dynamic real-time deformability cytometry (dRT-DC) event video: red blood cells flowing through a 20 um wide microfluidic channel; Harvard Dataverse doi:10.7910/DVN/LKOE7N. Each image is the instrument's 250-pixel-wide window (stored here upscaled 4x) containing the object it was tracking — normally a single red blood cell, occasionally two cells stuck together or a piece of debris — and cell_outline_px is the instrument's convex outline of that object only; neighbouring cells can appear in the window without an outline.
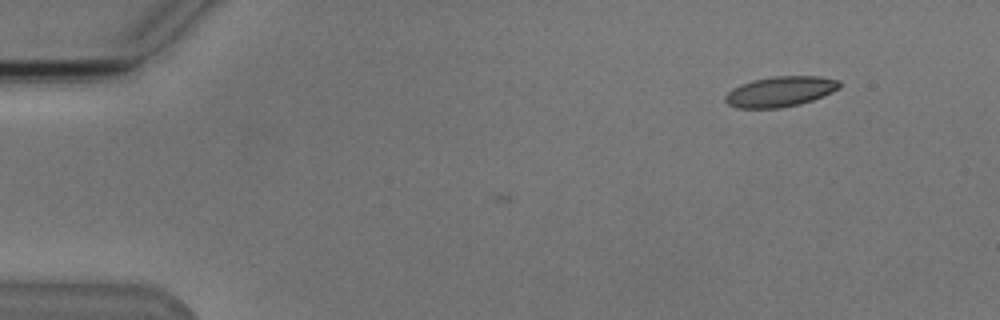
{"species": "Egyptian fruit bat (a non-hibernating species)", "species_latin": "Rousettus aegyptiacus", "temperature_condition": "cold", "stored_images_in_passage": 44, "camera_frame_rate_fps": 3000, "um_per_image_px": 0.085, "animal": {"sex": "male"}, "frame": {"image": 1, "passage_image": 1, "time_ms": 0.0, "image_size_px": [1000, 320], "cell_outline_px": [[840, 88], [832, 92], [812, 100], [780, 108], [736, 108], [728, 104], [724, 100], [724, 96], [732, 88], [740, 84], [752, 80], [776, 76], [820, 76], [840, 80]], "centroid_in_image_um": [66.3, 7.77], "position_along_channel_um": 18.7, "area_um2": 20.17}}
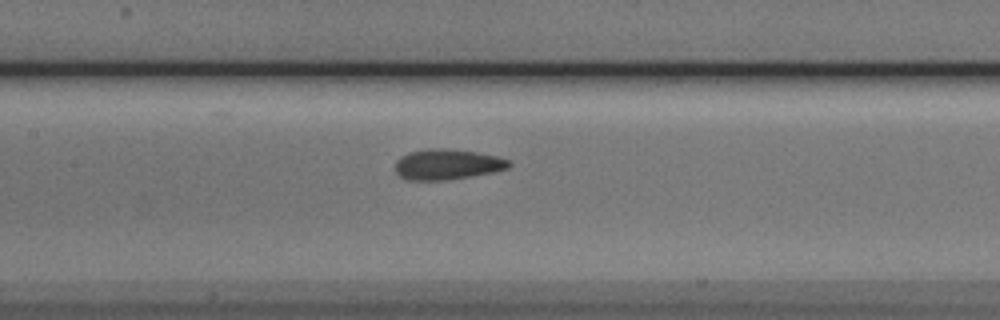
{"frame": {"image": 2, "passage_image": 21, "time_ms": 6.667, "image_size_px": [1000, 320], "cell_outline_px": [[512, 164], [508, 168], [492, 172], [472, 176], [444, 180], [408, 180], [400, 176], [396, 172], [396, 160], [400, 156], [408, 152], [428, 148], [448, 148], [476, 152], [500, 156], [512, 160]], "centroid_in_image_um": [38.04, 13.95], "position_along_channel_um": 169.4, "area_um2": 20.46}}
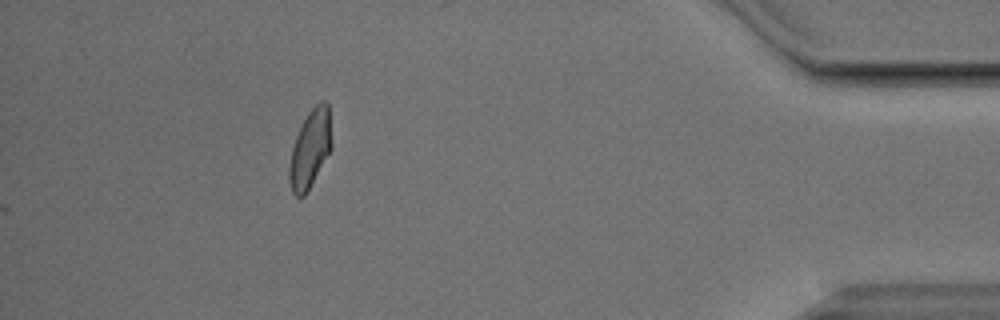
{"frame": {"image": 3, "passage_image": 44, "time_ms": 14.333, "image_size_px": [1000, 320], "cell_outline_px": [[332, 148], [304, 196], [296, 196], [292, 192], [288, 180], [288, 168], [292, 148], [296, 136], [308, 112], [320, 100], [328, 100], [332, 144]], "centroid_in_image_um": [26.36, 12.63], "position_along_channel_um": 408.8, "area_um2": 19.19}, "authors_computed_cell_mechanics": {"area_um2": 20.0855, "velocity_mm_per_s": 3.8116, "shape_relaxation_time_tau1_ms": 4.7894, "shape_relaxation_time_tau2_ms": 1.6368, "deformation_change_tau1": 0.1288, "deformation_change_tau2": 0.06}}